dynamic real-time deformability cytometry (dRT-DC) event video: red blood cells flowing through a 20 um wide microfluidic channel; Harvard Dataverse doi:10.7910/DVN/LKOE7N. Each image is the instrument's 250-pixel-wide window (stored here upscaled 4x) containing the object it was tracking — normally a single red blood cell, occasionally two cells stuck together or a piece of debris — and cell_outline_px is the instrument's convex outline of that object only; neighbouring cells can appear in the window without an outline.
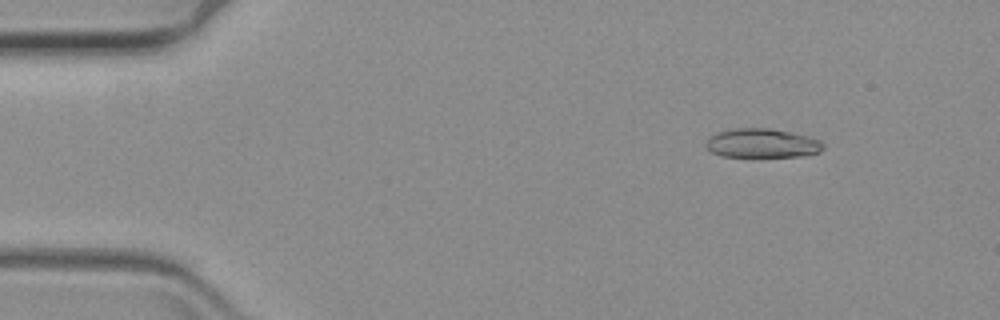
{"species": "common noctule bat (a hibernating species)", "species_latin": "Nyctalus noctula", "temperature_condition": "warm", "stored_images_in_passage": 61, "camera_frame_rate_fps": 3000, "um_per_image_px": 0.085, "animal": {"sex": "female", "body_mass_g": 19.3, "forearm_length_mm": 54.1}, "frame": {"image": 1, "passage_image": 7, "time_ms": 2.0, "image_size_px": [1000, 320], "cell_outline_px": [[824, 148], [820, 152], [808, 156], [724, 156], [712, 152], [704, 148], [704, 144], [712, 136], [720, 132], [732, 128], [768, 128], [792, 132], [808, 136], [820, 140], [824, 144]], "centroid_in_image_um": [64.82, 12.17], "position_along_channel_um": 20.2, "area_um2": 19.88}}
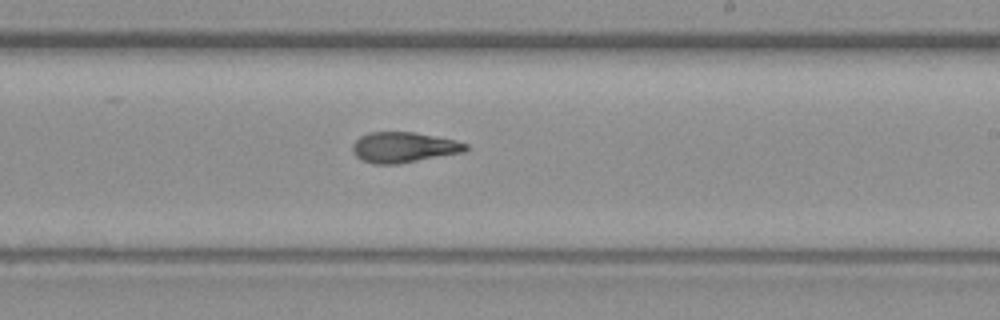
{"frame": {"image": 2, "passage_image": 36, "time_ms": 11.667, "image_size_px": [1000, 320], "cell_outline_px": [[468, 148], [464, 152], [396, 164], [372, 164], [360, 160], [352, 152], [352, 144], [360, 136], [368, 132], [412, 132], [456, 140], [468, 144]], "centroid_in_image_um": [34.27, 12.52], "position_along_channel_um": 254.7, "area_um2": 20.11}}
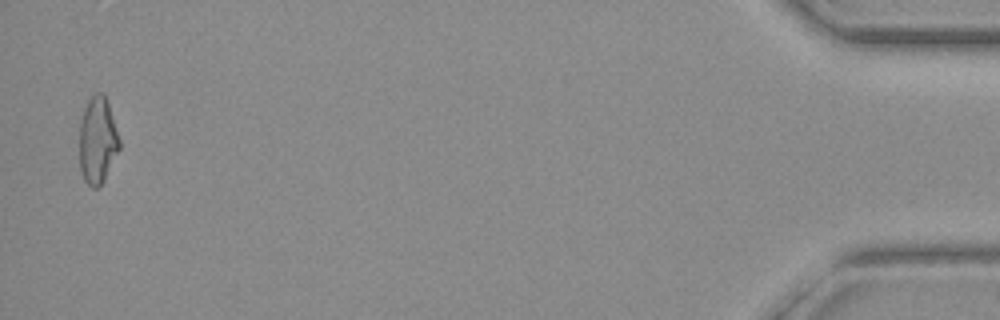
{"frame": {"image": 3, "passage_image": 60, "time_ms": 19.667, "image_size_px": [1000, 320], "cell_outline_px": [[120, 148], [104, 180], [96, 188], [92, 188], [84, 180], [80, 168], [80, 120], [84, 108], [88, 100], [96, 92], [104, 92], [120, 140]], "centroid_in_image_um": [8.29, 11.92], "position_along_channel_um": 426.9, "area_um2": 20.11}}